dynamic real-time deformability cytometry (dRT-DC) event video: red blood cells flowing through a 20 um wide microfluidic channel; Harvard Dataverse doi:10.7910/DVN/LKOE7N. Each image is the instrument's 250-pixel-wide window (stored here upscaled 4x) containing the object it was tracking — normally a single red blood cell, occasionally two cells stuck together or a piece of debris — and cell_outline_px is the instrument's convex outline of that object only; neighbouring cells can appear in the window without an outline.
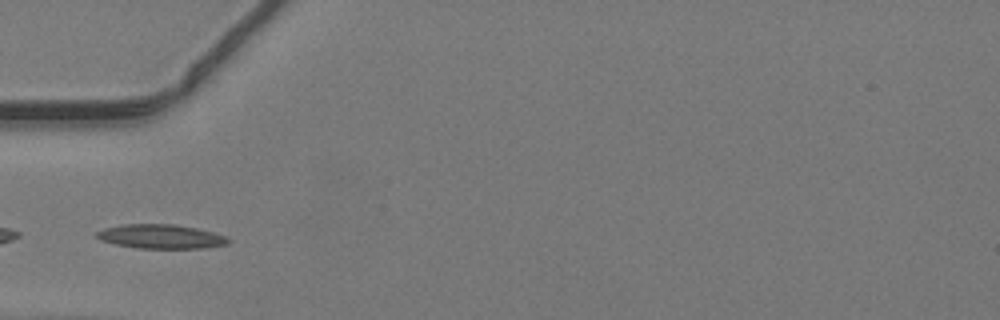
{"species": "common noctule bat (a hibernating species)", "species_latin": "Nyctalus noctula", "temperature_condition": "warm", "stored_images_in_passage": 32, "camera_frame_rate_fps": 3000, "um_per_image_px": 0.085, "animal": {"sex": "male", "body_mass_g": 19.2, "forearm_length_mm": 51.8}, "frame": {"image": 1, "passage_image": 1, "time_ms": 0.0, "image_size_px": [1000, 320], "cell_outline_px": [[232, 240], [228, 244], [204, 248], [136, 248], [116, 244], [100, 240], [96, 236], [96, 232], [104, 228], [120, 224], [176, 224], [196, 228], [228, 236]], "centroid_in_image_um": [13.7, 20.1], "position_along_channel_um": 71.3, "area_um2": 18.67}}
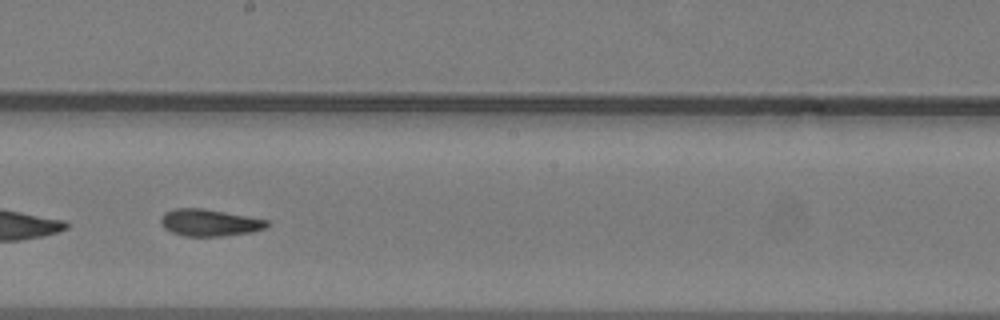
{"frame": {"image": 2, "passage_image": 12, "time_ms": 3.667, "image_size_px": [1000, 320], "cell_outline_px": [[272, 224], [268, 228], [252, 232], [220, 236], [184, 236], [172, 232], [164, 228], [160, 224], [160, 216], [164, 212], [176, 208], [204, 208], [248, 216], [268, 220]], "centroid_in_image_um": [17.82, 18.92], "position_along_channel_um": 230.4, "area_um2": 16.94}}
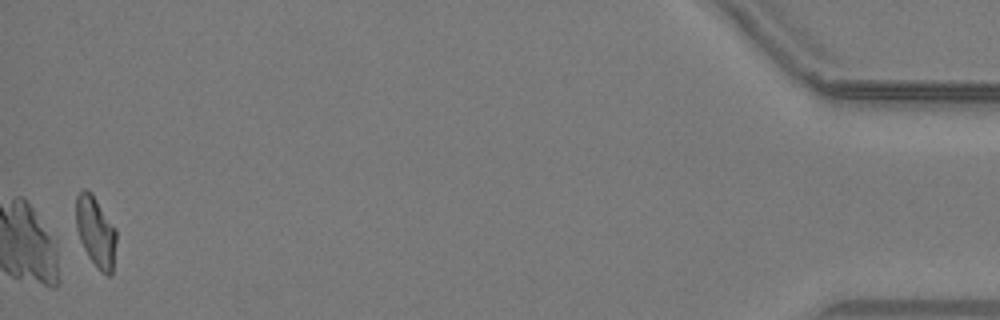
{"frame": {"image": 3, "passage_image": 32, "time_ms": 10.333, "image_size_px": [1000, 320], "cell_outline_px": [[116, 240], [112, 276], [108, 276], [100, 272], [88, 256], [80, 240], [76, 228], [76, 196], [84, 188], [92, 192], [116, 228]], "centroid_in_image_um": [8.14, 19.7], "position_along_channel_um": 427.1, "area_um2": 16.76}}